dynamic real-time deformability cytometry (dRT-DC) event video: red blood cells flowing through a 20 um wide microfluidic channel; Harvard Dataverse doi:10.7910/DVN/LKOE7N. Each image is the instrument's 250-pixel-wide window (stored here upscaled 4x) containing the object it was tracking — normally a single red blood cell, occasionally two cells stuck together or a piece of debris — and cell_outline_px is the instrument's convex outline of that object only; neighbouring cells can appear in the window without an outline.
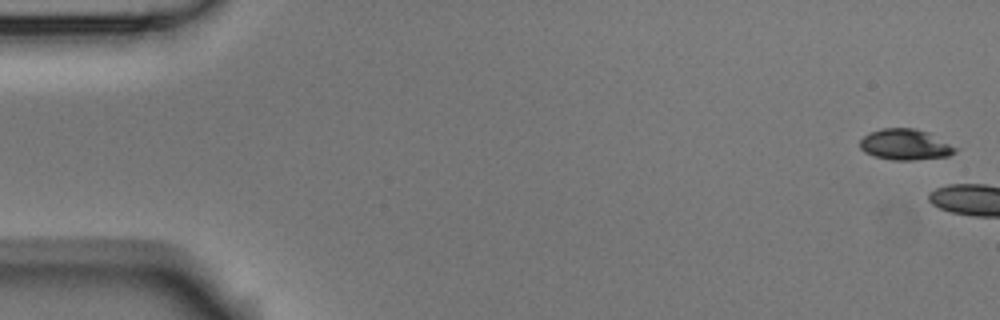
{"species": "Egyptian fruit bat (a non-hibernating species)", "species_latin": "Rousettus aegyptiacus", "temperature_condition": "room temperature", "stored_images_in_passage": 3, "camera_frame_rate_fps": 3000, "um_per_image_px": 0.085, "animal": {"sex": "male"}, "frame": {"image": 1, "passage_image": 1, "time_ms": 0.0, "image_size_px": [1000, 320], "cell_outline_px": [[960, 148], [956, 152], [948, 156], [912, 160], [892, 160], [876, 156], [864, 152], [860, 148], [860, 140], [868, 132], [884, 128], [912, 128], [928, 132]], "centroid_in_image_um": [76.97, 12.28], "position_along_channel_um": 8.0, "area_um2": 17.22}}